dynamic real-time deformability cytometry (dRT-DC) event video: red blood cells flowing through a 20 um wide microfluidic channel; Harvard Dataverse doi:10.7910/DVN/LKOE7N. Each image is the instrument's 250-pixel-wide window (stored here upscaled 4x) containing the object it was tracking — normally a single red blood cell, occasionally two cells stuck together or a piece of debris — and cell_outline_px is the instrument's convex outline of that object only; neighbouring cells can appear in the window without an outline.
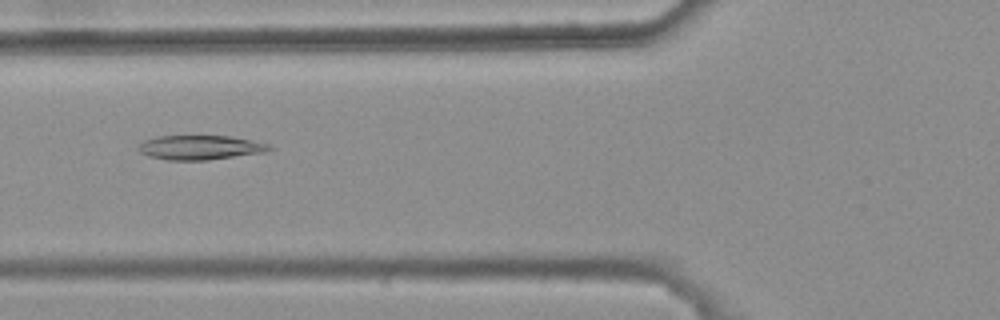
{"species": "common noctule bat (a hibernating species)", "species_latin": "Nyctalus noctula", "temperature_condition": "warm", "stored_images_in_passage": 8, "camera_frame_rate_fps": 3000, "um_per_image_px": 0.085, "animal": {"sex": "female", "body_mass_g": 25.1}, "frame": {"image": 1, "passage_image": 5, "time_ms": 1.333, "image_size_px": [1000, 320], "cell_outline_px": [[272, 148], [264, 152], [208, 160], [168, 160], [148, 156], [140, 152], [136, 148], [144, 140], [156, 136], [232, 136], [268, 144]], "centroid_in_image_um": [16.96, 12.53], "position_along_channel_um": 108.8, "area_um2": 18.5}}
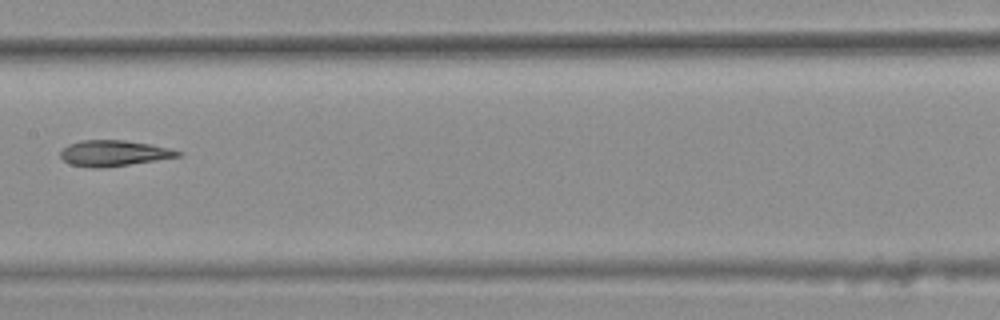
{"frame": {"image": 2, "passage_image": 7, "time_ms": 2.0, "image_size_px": [1000, 320], "cell_outline_px": [[184, 152], [180, 156], [156, 160], [104, 168], [92, 168], [72, 164], [64, 160], [60, 156], [60, 152], [68, 144], [80, 140], [124, 140], [148, 144], [168, 148]], "centroid_in_image_um": [9.65, 13.02], "position_along_channel_um": 197.7, "area_um2": 17.51}}
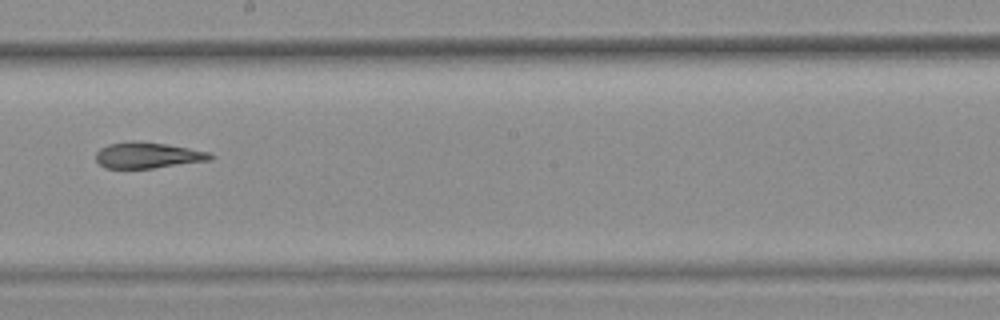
{"frame": {"image": 3, "passage_image": 8, "time_ms": 2.333, "image_size_px": [1000, 320], "cell_outline_px": [[216, 156], [212, 160], [152, 168], [104, 168], [96, 160], [96, 152], [100, 148], [108, 144], [128, 140], [132, 140], [168, 144], [212, 152]], "centroid_in_image_um": [12.59, 13.18], "position_along_channel_um": 235.6, "area_um2": 17.63}}